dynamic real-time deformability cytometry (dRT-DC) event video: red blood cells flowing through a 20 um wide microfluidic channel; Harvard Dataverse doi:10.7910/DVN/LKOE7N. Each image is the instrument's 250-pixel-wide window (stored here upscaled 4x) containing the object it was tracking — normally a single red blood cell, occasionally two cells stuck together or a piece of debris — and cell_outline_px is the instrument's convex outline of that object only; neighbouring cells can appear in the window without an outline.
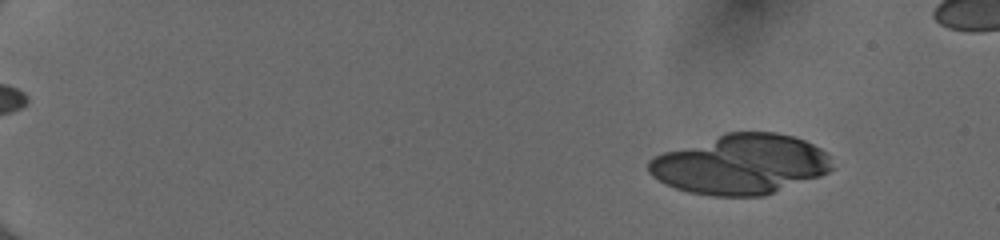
{"species": "human", "species_latin": "Homo sapiens", "temperature_condition": "cold", "stored_images_in_passage": 21, "camera_frame_rate_fps": 3000, "um_per_image_px": 0.085, "donor": {"sex": "female"}, "frame": {"image": 1, "passage_image": 7, "time_ms": 2.0, "image_size_px": [1000, 240], "cell_outline_px": [[832, 168], [828, 172], [820, 176], [764, 196], [712, 196], [688, 192], [664, 184], [652, 176], [648, 172], [648, 160], [664, 152], [724, 132], [776, 132], [792, 136], [804, 140], [820, 148], [828, 156]], "centroid_in_image_um": [62.92, 13.97], "position_along_channel_um": 22.1, "area_um2": 63.98}}